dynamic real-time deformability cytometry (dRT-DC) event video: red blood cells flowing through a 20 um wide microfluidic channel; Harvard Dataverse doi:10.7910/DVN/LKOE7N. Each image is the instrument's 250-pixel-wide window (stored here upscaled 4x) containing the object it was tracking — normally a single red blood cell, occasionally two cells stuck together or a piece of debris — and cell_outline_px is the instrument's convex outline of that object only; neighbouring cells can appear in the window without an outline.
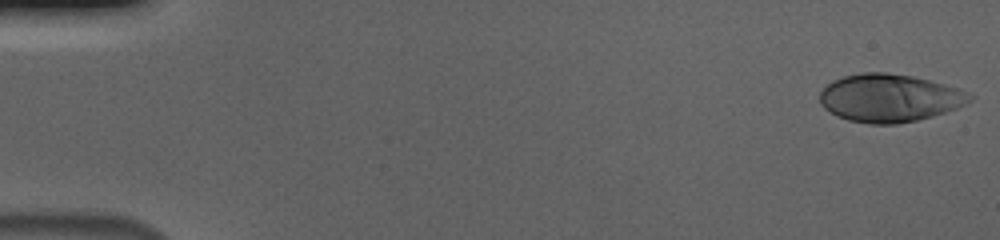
{"species": "human", "species_latin": "Homo sapiens", "temperature_condition": "cold", "stored_images_in_passage": 55, "camera_frame_rate_fps": 3000, "um_per_image_px": 0.085, "donor": {"sex": "male"}, "frame": {"image": 1, "passage_image": 1, "time_ms": 0.0, "image_size_px": [1000, 240], "cell_outline_px": [[976, 96], [972, 100], [956, 108], [932, 116], [916, 120], [896, 124], [868, 124], [848, 120], [836, 116], [824, 108], [820, 104], [820, 92], [832, 80], [844, 76], [864, 72], [884, 72], [912, 76], [944, 84], [956, 88]], "centroid_in_image_um": [75.58, 8.33], "position_along_channel_um": 9.4, "area_um2": 41.73}}
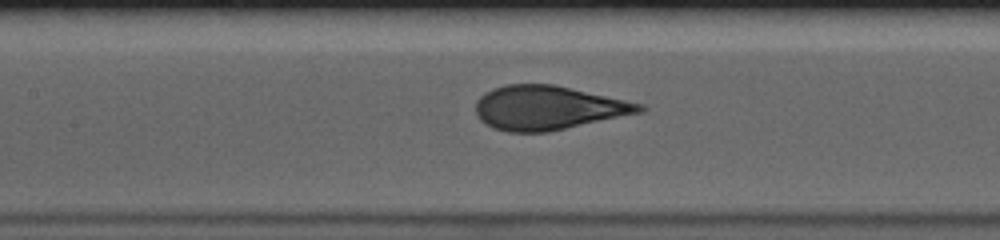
{"frame": {"image": 2, "passage_image": 26, "time_ms": 8.333, "image_size_px": [1000, 240], "cell_outline_px": [[644, 108], [640, 112], [548, 132], [508, 132], [492, 128], [484, 124], [480, 120], [476, 112], [476, 100], [484, 92], [492, 88], [508, 84], [552, 84], [644, 104]], "centroid_in_image_um": [46.5, 9.16], "position_along_channel_um": 160.9, "area_um2": 41.73}}
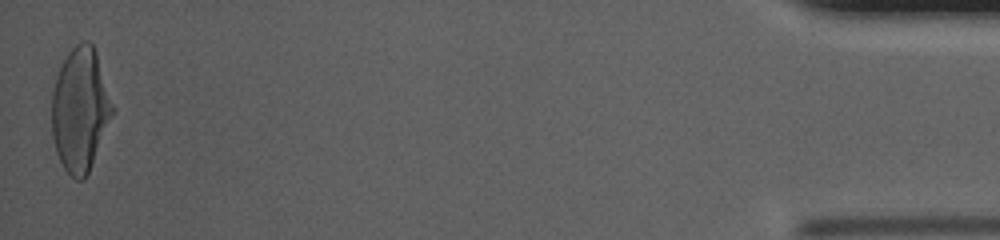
{"frame": {"image": 3, "passage_image": 55, "time_ms": 18.0, "image_size_px": [1000, 240], "cell_outline_px": [[116, 108], [88, 172], [84, 180], [76, 180], [64, 168], [56, 152], [52, 136], [52, 92], [56, 76], [60, 64], [68, 52], [80, 40], [88, 40], [92, 44], [96, 52]], "centroid_in_image_um": [6.83, 9.27], "position_along_channel_um": 428.4, "area_um2": 44.04}, "authors_computed_cell_mechanics": {"area_um2": 42.0784, "velocity_mm_per_s": 3.6897, "shape_relaxation_time_tau1_ms": 4.0016, "shape_relaxation_time_tau2_ms": null, "deformation_change_tau1": 0.1893, "deformation_change_tau2": null}}